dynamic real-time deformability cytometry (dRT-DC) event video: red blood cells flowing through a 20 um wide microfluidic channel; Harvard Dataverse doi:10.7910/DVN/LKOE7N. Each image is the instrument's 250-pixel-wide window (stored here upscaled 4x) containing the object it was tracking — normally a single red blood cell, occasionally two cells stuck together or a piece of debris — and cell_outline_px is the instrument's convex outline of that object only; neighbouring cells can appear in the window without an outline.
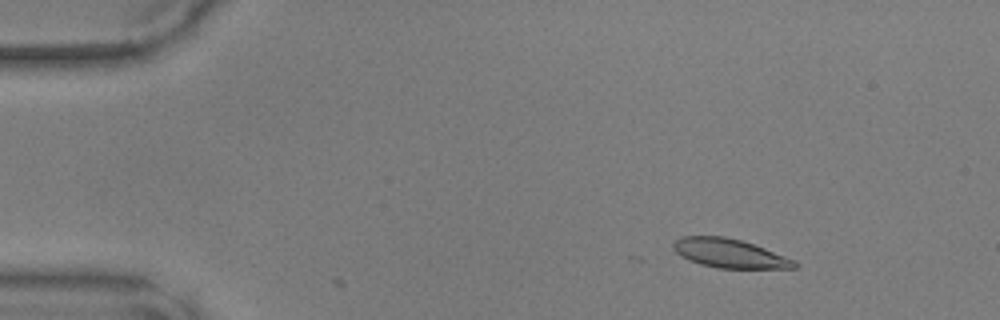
{"species": "common noctule bat (a hibernating species)", "species_latin": "Nyctalus noctula", "temperature_condition": "warm", "stored_images_in_passage": 8, "camera_frame_rate_fps": 3000, "um_per_image_px": 0.085, "animal": {"sex": "male", "body_mass_g": 17.9, "forearm_length_mm": 54.2}, "frame": {"image": 1, "passage_image": 7, "time_ms": 2.0, "image_size_px": [1000, 320], "cell_outline_px": [[800, 264], [796, 268], [716, 268], [700, 264], [688, 260], [680, 256], [672, 248], [672, 244], [680, 236], [724, 236], [740, 240], [764, 248], [796, 260]], "centroid_in_image_um": [62.0, 21.54], "position_along_channel_um": 23.0, "area_um2": 20.52}}